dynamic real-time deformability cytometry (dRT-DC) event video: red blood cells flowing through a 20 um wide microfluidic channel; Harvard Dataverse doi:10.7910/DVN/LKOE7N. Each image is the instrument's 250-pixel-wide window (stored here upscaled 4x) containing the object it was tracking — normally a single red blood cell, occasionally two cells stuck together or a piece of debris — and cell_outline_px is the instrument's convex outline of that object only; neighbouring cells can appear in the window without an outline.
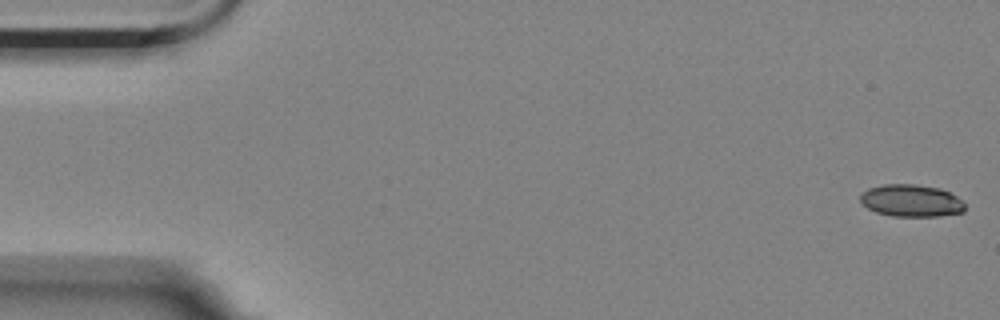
{"species": "Egyptian fruit bat (a non-hibernating species)", "species_latin": "Rousettus aegyptiacus", "temperature_condition": "room temperature", "stored_images_in_passage": 16, "camera_frame_rate_fps": 3000, "um_per_image_px": 0.085, "animal": {"sex": "female"}, "frame": {"image": 1, "passage_image": 1, "time_ms": 0.0, "image_size_px": [1000, 320], "cell_outline_px": [[964, 212], [940, 216], [892, 216], [876, 212], [868, 208], [860, 200], [860, 192], [868, 188], [884, 184], [916, 184], [940, 188], [964, 200]], "centroid_in_image_um": [77.45, 17.05], "position_along_channel_um": 7.5, "area_um2": 19.77}}